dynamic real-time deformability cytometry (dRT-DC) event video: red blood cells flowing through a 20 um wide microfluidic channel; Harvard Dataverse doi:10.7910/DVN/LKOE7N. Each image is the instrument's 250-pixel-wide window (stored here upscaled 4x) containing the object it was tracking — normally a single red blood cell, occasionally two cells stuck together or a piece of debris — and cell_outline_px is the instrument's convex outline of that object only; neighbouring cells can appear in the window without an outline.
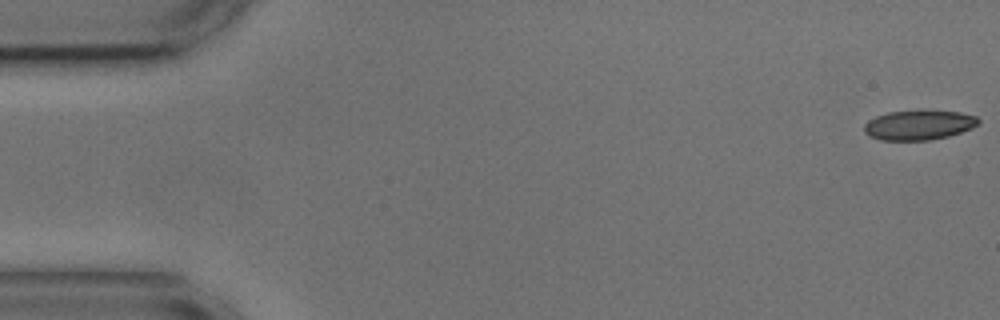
{"species": "common noctule bat (a hibernating species)", "species_latin": "Nyctalus noctula", "temperature_condition": "cold", "stored_images_in_passage": 3, "camera_frame_rate_fps": 3000, "um_per_image_px": 0.085, "animal": {"sex": "male", "body_mass_g": 17.9, "forearm_length_mm": 54.2}, "frame": {"image": 1, "passage_image": 1, "time_ms": 0.0, "image_size_px": [1000, 320], "cell_outline_px": [[980, 124], [972, 128], [948, 136], [928, 140], [880, 140], [868, 136], [864, 132], [864, 124], [868, 120], [876, 116], [888, 112], [920, 108], [960, 112], [976, 116], [980, 120]], "centroid_in_image_um": [78.1, 10.59], "position_along_channel_um": 6.9, "area_um2": 20.46}}